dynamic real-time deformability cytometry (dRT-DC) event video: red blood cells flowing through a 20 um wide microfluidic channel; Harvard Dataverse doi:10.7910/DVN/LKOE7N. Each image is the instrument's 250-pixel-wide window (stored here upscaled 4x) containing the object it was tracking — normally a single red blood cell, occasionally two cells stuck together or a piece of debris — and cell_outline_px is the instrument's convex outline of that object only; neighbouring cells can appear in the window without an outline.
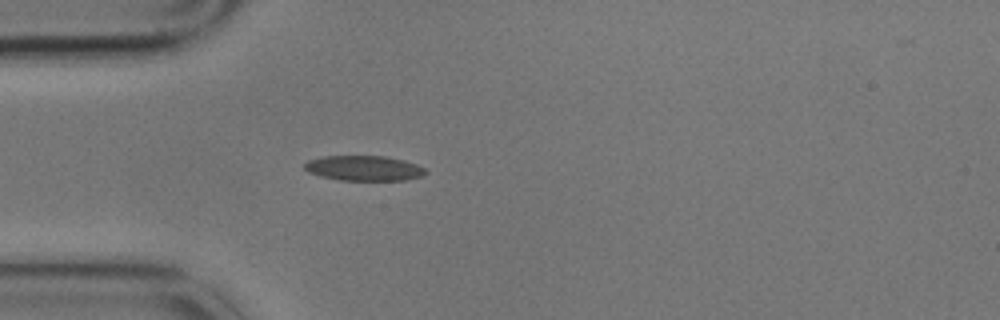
{"species": "common noctule bat (a hibernating species)", "species_latin": "Nyctalus noctula", "temperature_condition": "cold", "stored_images_in_passage": 1, "camera_frame_rate_fps": 3000, "um_per_image_px": 0.085, "animal": {"sex": "male", "body_mass_g": 17.9}, "frame": {"image": 1, "passage_image": 1, "time_ms": 0.0, "image_size_px": [1000, 320], "cell_outline_px": [[428, 172], [420, 176], [404, 180], [340, 180], [320, 176], [308, 172], [304, 168], [304, 164], [308, 160], [324, 156], [384, 156], [404, 160], [416, 164], [424, 168]], "centroid_in_image_um": [30.91, 14.29], "position_along_channel_um": 54.1, "area_um2": 17.63}}